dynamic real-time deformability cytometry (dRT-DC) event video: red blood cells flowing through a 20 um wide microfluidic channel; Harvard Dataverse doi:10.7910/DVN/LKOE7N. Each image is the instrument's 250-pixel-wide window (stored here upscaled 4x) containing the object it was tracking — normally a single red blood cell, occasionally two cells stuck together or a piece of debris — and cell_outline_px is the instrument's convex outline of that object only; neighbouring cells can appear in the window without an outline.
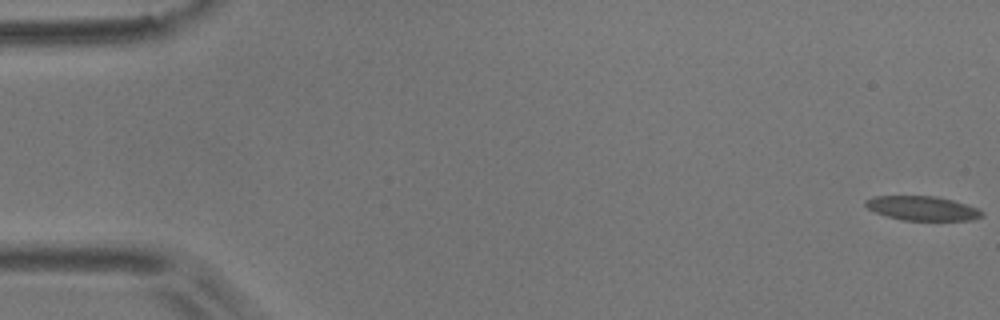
{"species": "common noctule bat (a hibernating species)", "species_latin": "Nyctalus noctula", "temperature_condition": "room temperature", "stored_images_in_passage": 26, "camera_frame_rate_fps": 3000, "um_per_image_px": 0.085, "animal": {"sex": "male", "body_mass_g": 17.9}, "frame": {"image": 1, "passage_image": 1, "time_ms": 0.0, "image_size_px": [1000, 320], "cell_outline_px": [[984, 216], [972, 220], [904, 220], [888, 216], [876, 212], [868, 208], [864, 204], [864, 200], [872, 196], [936, 196], [952, 200], [980, 208], [984, 212]], "centroid_in_image_um": [78.43, 17.7], "position_along_channel_um": 6.6, "area_um2": 16.53}}
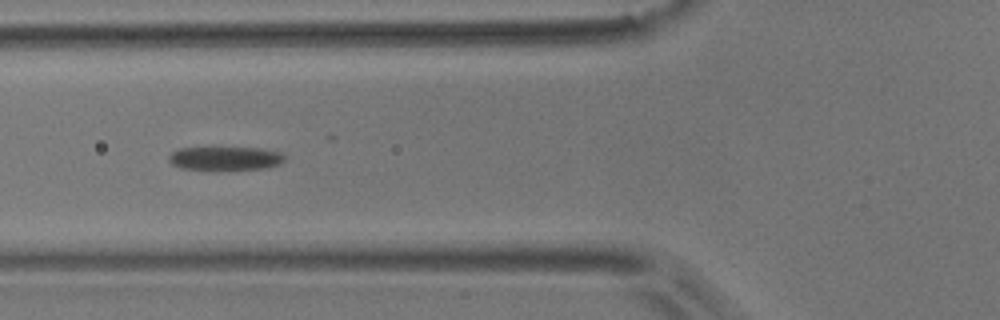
{"frame": {"image": 2, "passage_image": 22, "time_ms": 7.0, "image_size_px": [1000, 320], "cell_outline_px": [[284, 160], [280, 164], [264, 168], [180, 168], [172, 164], [168, 160], [168, 156], [172, 152], [180, 148], [260, 148], [280, 152], [284, 156]], "centroid_in_image_um": [19.14, 13.43], "position_along_channel_um": 106.7, "area_um2": 15.32}}
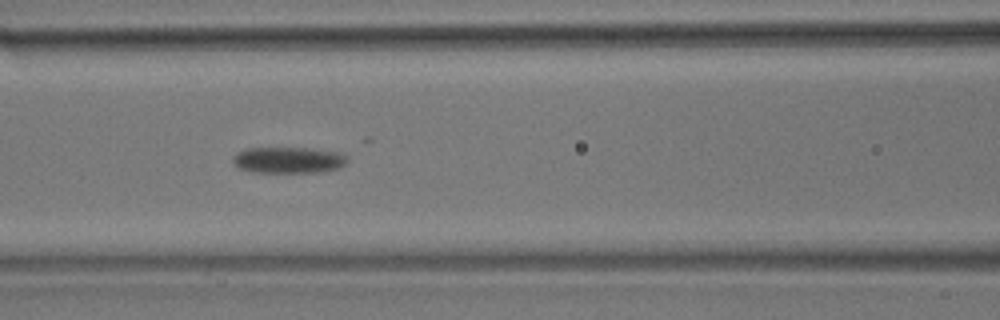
{"frame": {"image": 3, "passage_image": 25, "time_ms": 8.0, "image_size_px": [1000, 320], "cell_outline_px": [[348, 160], [340, 168], [320, 172], [252, 172], [236, 168], [232, 160], [232, 156], [236, 152], [244, 148], [312, 148], [344, 152], [348, 156]], "centroid_in_image_um": [24.52, 13.59], "position_along_channel_um": 142.1, "area_um2": 17.98}}